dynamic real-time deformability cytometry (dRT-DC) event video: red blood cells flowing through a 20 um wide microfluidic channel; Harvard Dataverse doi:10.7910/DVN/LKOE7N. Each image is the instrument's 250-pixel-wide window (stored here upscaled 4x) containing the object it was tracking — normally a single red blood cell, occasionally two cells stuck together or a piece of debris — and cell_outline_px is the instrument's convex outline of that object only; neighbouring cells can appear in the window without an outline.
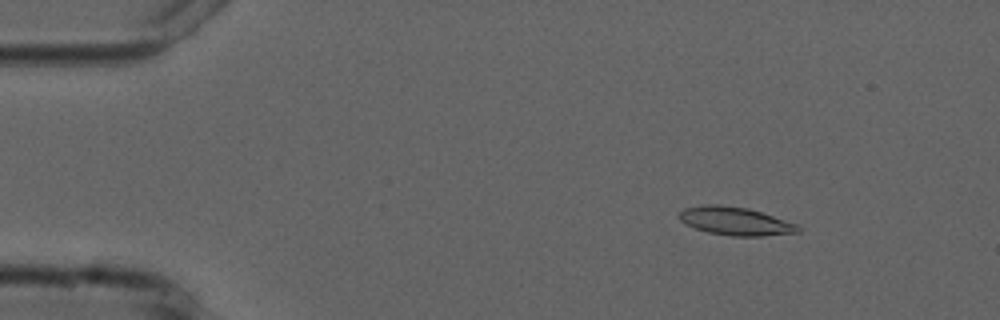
{"species": "common noctule bat (a hibernating species)", "species_latin": "Nyctalus noctula", "temperature_condition": "cold", "stored_images_in_passage": 5, "camera_frame_rate_fps": 3000, "um_per_image_px": 0.085, "animal": {"sex": "male", "forearm_length_mm": 52.5}, "frame": {"image": 1, "passage_image": 3, "time_ms": 2.0, "image_size_px": [1000, 320], "cell_outline_px": [[800, 232], [764, 236], [732, 236], [708, 232], [684, 224], [680, 220], [680, 212], [684, 208], [704, 204], [720, 204], [748, 208], [796, 224], [800, 228]], "centroid_in_image_um": [62.48, 18.79], "position_along_channel_um": 22.5, "area_um2": 19.42}}
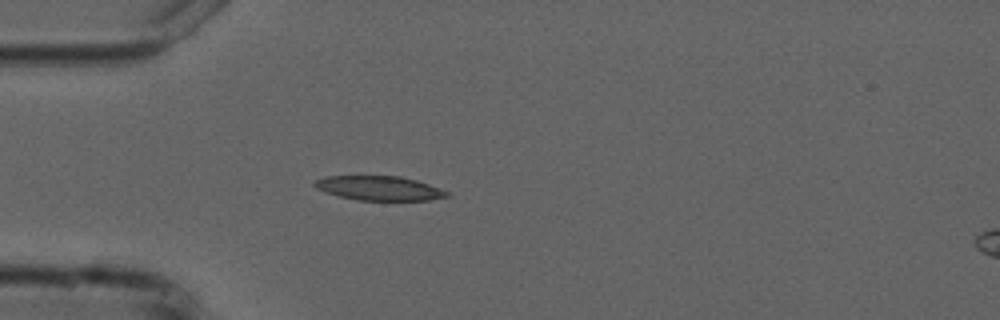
{"frame": {"image": 2, "passage_image": 5, "time_ms": 4.667, "image_size_px": [1000, 320], "cell_outline_px": [[452, 196], [428, 200], [356, 200], [324, 192], [316, 188], [312, 184], [316, 180], [324, 176], [400, 176], [416, 180], [452, 192]], "centroid_in_image_um": [32.26, 16.0], "position_along_channel_um": 52.7, "area_um2": 18.9}}